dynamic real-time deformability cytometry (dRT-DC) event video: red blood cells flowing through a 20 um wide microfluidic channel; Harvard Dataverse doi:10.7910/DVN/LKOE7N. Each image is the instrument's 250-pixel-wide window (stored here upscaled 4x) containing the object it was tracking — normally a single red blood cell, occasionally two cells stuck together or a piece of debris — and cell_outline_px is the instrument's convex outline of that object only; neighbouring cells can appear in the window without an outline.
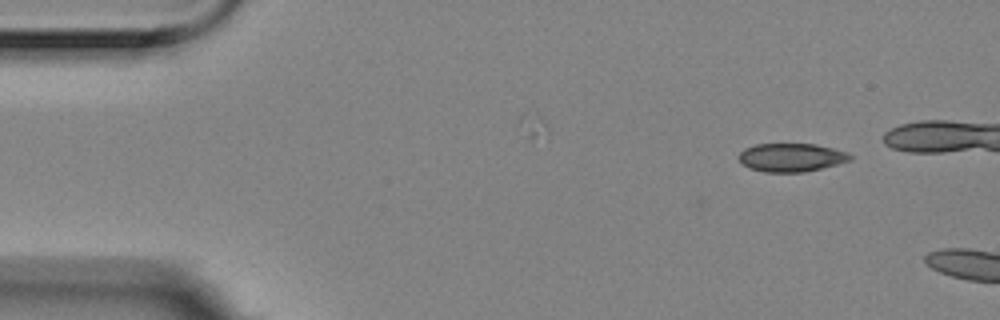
{"species": "Egyptian fruit bat (a non-hibernating species)", "species_latin": "Rousettus aegyptiacus", "temperature_condition": "room temperature", "stored_images_in_passage": 3, "camera_frame_rate_fps": 3000, "um_per_image_px": 0.085, "animal": {"sex": "female"}, "frame": {"image": 1, "passage_image": 1, "time_ms": 0.0, "image_size_px": [1000, 320], "cell_outline_px": [[852, 160], [804, 172], [764, 172], [748, 168], [740, 164], [736, 156], [744, 148], [756, 144], [816, 144], [848, 152], [852, 156]], "centroid_in_image_um": [67.2, 13.38], "position_along_channel_um": 17.8, "area_um2": 18.61}}